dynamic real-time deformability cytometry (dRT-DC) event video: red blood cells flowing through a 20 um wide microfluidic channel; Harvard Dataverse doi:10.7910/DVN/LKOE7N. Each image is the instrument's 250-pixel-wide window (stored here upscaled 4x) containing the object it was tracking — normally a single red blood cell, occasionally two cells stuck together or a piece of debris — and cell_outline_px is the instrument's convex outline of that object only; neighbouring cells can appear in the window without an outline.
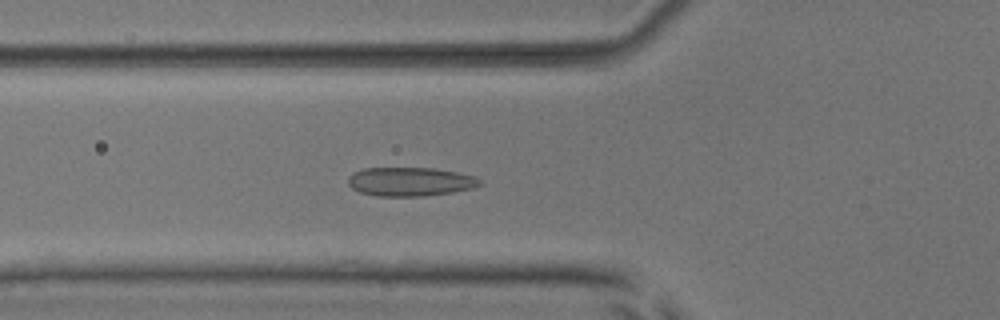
{"species": "common noctule bat (a hibernating species)", "species_latin": "Nyctalus noctula", "temperature_condition": "room temperature", "stored_images_in_passage": 43, "camera_frame_rate_fps": 3000, "um_per_image_px": 0.085, "animal": {"sex": "male", "body_mass_g": 17.9, "forearm_length_mm": 54.2}, "frame": {"image": 1, "passage_image": 13, "time_ms": 4.0, "image_size_px": [1000, 320], "cell_outline_px": [[484, 184], [472, 188], [452, 192], [424, 196], [376, 196], [360, 192], [352, 188], [348, 184], [348, 176], [352, 172], [360, 168], [432, 168], [456, 172], [476, 176]], "centroid_in_image_um": [34.84, 15.44], "position_along_channel_um": 91.0, "area_um2": 22.31}}
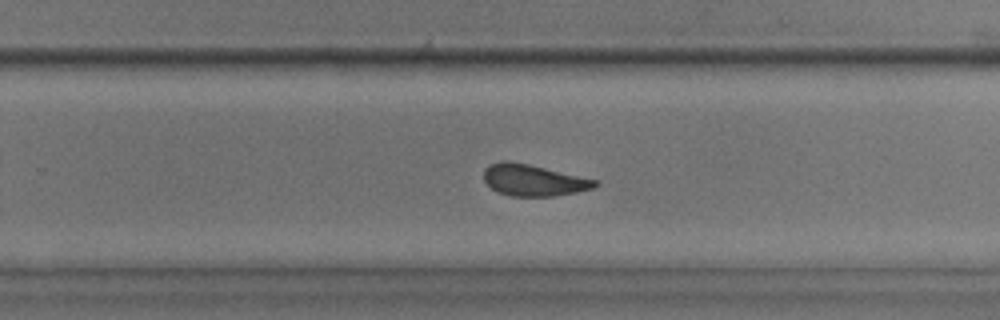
{"frame": {"image": 2, "passage_image": 28, "time_ms": 9.0, "image_size_px": [1000, 320], "cell_outline_px": [[600, 184], [592, 188], [576, 192], [556, 196], [512, 196], [500, 192], [492, 188], [484, 180], [484, 168], [488, 164], [500, 160], [508, 160], [528, 164], [600, 180]], "centroid_in_image_um": [45.36, 15.3], "position_along_channel_um": 284.4, "area_um2": 20.52}}
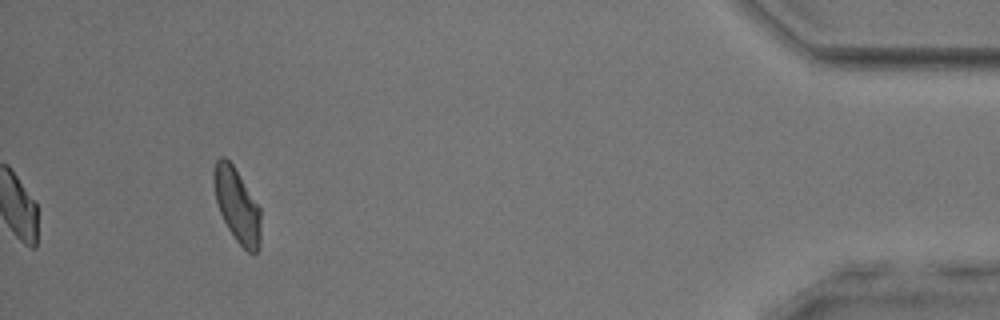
{"frame": {"image": 3, "passage_image": 43, "time_ms": 14.0, "image_size_px": [1000, 320], "cell_outline_px": [[260, 244], [256, 252], [248, 252], [236, 240], [228, 228], [220, 212], [216, 200], [212, 180], [212, 172], [216, 160], [220, 156], [224, 156], [232, 164], [260, 208]], "centroid_in_image_um": [20.12, 17.42], "position_along_channel_um": 415.1, "area_um2": 20.0}, "authors_computed_cell_mechanics": {"area_um2": 20.9236, "velocity_mm_per_s": 3.8868, "shape_relaxation_time_tau1_ms": 6.6985, "shape_relaxation_time_tau2_ms": 1.9511, "deformation_change_tau1": 0.1319, "deformation_change_tau2": 0.0874}}